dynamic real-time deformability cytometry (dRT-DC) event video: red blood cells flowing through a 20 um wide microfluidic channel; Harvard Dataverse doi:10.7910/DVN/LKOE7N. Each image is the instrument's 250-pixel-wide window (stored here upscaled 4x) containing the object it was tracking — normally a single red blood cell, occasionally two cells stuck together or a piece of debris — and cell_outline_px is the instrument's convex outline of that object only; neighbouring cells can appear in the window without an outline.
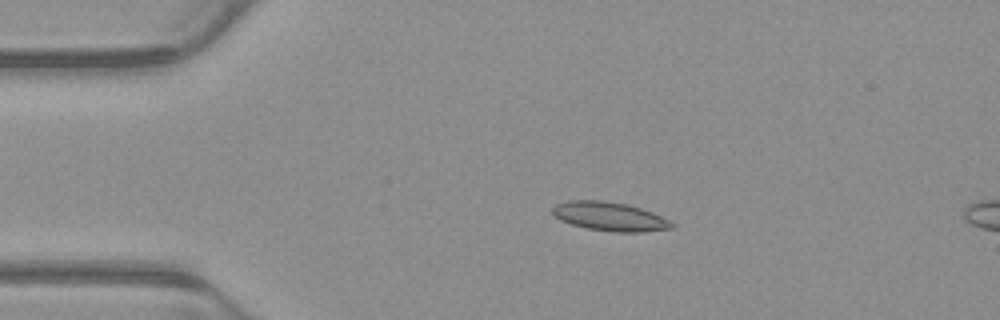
{"species": "common noctule bat (a hibernating species)", "species_latin": "Nyctalus noctula", "temperature_condition": "warm", "stored_images_in_passage": 5, "segment_of_instrument_passage": [1, 2], "camera_frame_rate_fps": 3000, "um_per_image_px": 0.085, "animal": {"sex": "male", "body_mass_g": 23.1, "forearm_length_mm": 52.7}, "frame": {"image": 1, "passage_image": 3, "time_ms": 0.667, "image_size_px": [1000, 320], "cell_outline_px": [[676, 228], [640, 232], [612, 232], [588, 228], [572, 224], [560, 220], [552, 212], [552, 208], [556, 204], [568, 200], [604, 200], [624, 204], [640, 208], [652, 212], [676, 224]], "centroid_in_image_um": [51.84, 18.4], "position_along_channel_um": 33.2, "area_um2": 20.0}}